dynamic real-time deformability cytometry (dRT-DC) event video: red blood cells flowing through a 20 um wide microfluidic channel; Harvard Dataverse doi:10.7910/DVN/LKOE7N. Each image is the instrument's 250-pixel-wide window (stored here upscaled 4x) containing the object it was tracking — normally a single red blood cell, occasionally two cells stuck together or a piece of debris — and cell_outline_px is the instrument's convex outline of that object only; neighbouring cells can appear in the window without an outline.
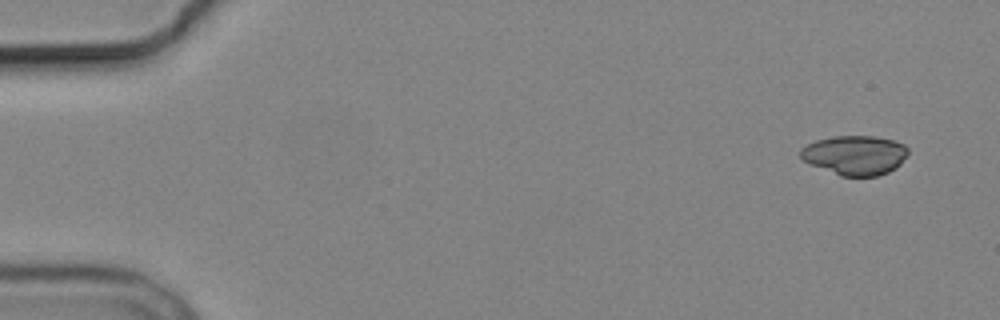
{"species": "common noctule bat (a hibernating species)", "species_latin": "Nyctalus noctula", "temperature_condition": "cold", "stored_images_in_passage": 5, "camera_frame_rate_fps": 3000, "um_per_image_px": 0.085, "animal": {"sex": "male", "body_mass_g": 19.2, "forearm_length_mm": 51.8}, "frame": {"image": 1, "passage_image": 1, "time_ms": 0.0, "image_size_px": [1000, 320], "cell_outline_px": [[908, 152], [900, 164], [896, 168], [888, 172], [876, 176], [840, 176], [812, 164], [804, 160], [800, 156], [800, 148], [816, 140], [832, 136], [876, 136], [892, 140], [904, 144], [908, 148]], "centroid_in_image_um": [72.68, 13.18], "position_along_channel_um": 12.3, "area_um2": 24.62}}
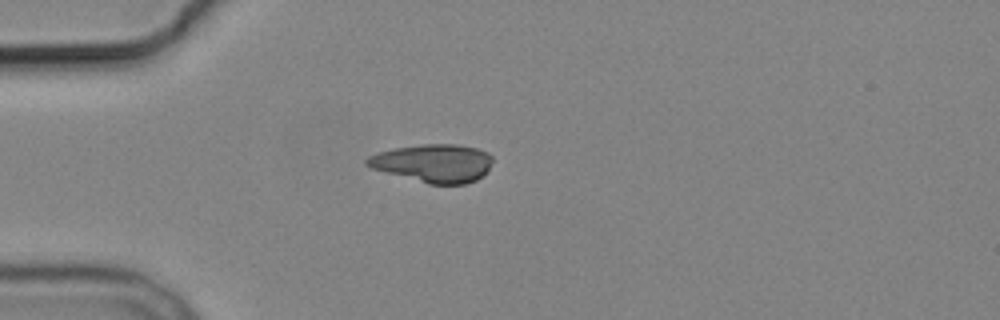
{"frame": {"image": 2, "passage_image": 4, "time_ms": 4.0, "image_size_px": [1000, 320], "cell_outline_px": [[492, 160], [488, 168], [476, 180], [464, 184], [428, 184], [372, 168], [364, 164], [364, 160], [368, 156], [376, 152], [392, 148], [420, 144], [456, 144], [476, 148], [488, 152], [492, 156]], "centroid_in_image_um": [36.79, 13.85], "position_along_channel_um": 48.2, "area_um2": 27.92}}